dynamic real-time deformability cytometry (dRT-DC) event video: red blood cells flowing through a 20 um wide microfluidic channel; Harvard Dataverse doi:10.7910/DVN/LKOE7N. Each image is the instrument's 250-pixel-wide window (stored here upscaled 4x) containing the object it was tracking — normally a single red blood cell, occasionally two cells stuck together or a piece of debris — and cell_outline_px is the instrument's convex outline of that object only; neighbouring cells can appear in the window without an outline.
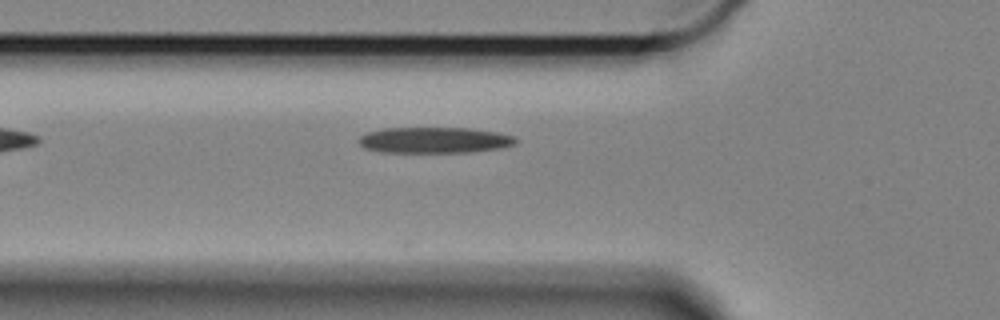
{"species": "Egyptian fruit bat (a non-hibernating species)", "species_latin": "Rousettus aegyptiacus", "temperature_condition": "cold", "stored_images_in_passage": 39, "camera_frame_rate_fps": 3000, "um_per_image_px": 0.085, "animal": {"sex": "female"}, "frame": {"image": 1, "passage_image": 5, "time_ms": 1.333, "image_size_px": [1000, 320], "cell_outline_px": [[516, 144], [500, 148], [468, 152], [380, 152], [364, 148], [356, 140], [360, 136], [368, 132], [384, 128], [472, 128], [496, 132], [512, 136], [516, 140]], "centroid_in_image_um": [36.88, 11.91], "position_along_channel_um": 88.9, "area_um2": 23.7}}
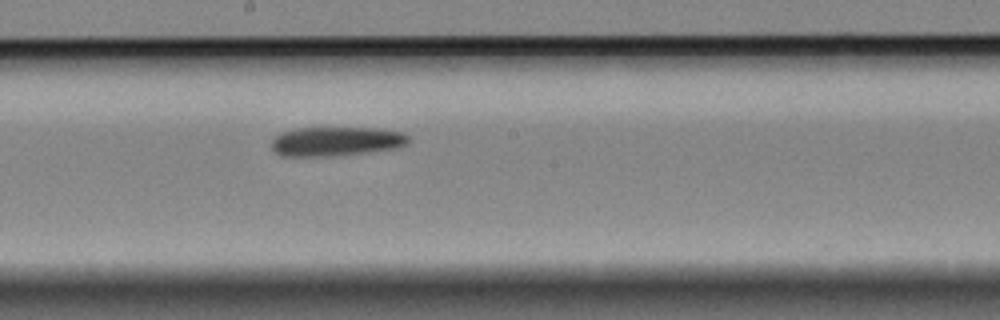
{"frame": {"image": 2, "passage_image": 17, "time_ms": 5.333, "image_size_px": [1000, 320], "cell_outline_px": [[408, 144], [396, 148], [368, 152], [336, 156], [280, 156], [272, 148], [272, 140], [280, 132], [300, 128], [376, 128], [404, 132], [408, 136]], "centroid_in_image_um": [28.58, 12.02], "position_along_channel_um": 219.6, "area_um2": 23.41}}
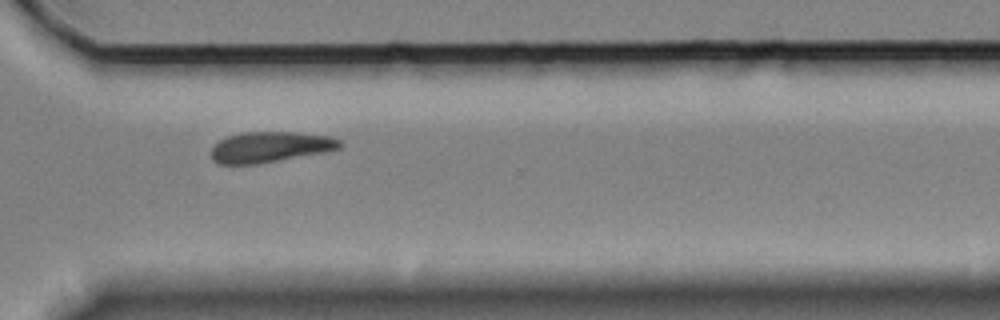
{"frame": {"image": 3, "passage_image": 29, "time_ms": 9.333, "image_size_px": [1000, 320], "cell_outline_px": [[340, 148], [324, 152], [256, 164], [216, 164], [212, 160], [212, 148], [220, 140], [228, 136], [244, 132], [296, 132], [332, 136], [340, 140]], "centroid_in_image_um": [22.95, 12.49], "position_along_channel_um": 347.6, "area_um2": 22.83}}